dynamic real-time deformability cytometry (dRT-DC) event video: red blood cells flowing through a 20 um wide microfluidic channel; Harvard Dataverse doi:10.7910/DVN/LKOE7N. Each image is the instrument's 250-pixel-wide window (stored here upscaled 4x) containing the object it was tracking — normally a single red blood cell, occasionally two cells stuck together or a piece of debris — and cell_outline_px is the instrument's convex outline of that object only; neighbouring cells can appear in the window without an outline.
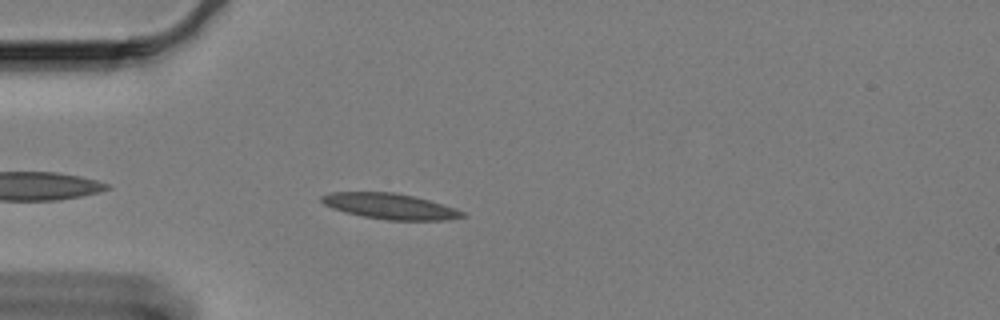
{"species": "Egyptian fruit bat (a non-hibernating species)", "species_latin": "Rousettus aegyptiacus", "temperature_condition": "cold", "stored_images_in_passage": 49, "camera_frame_rate_fps": 3000, "um_per_image_px": 0.085, "animal": {"sex": "female"}, "frame": {"image": 1, "passage_image": 5, "time_ms": 1.333, "image_size_px": [1000, 320], "cell_outline_px": [[468, 216], [448, 220], [388, 220], [360, 216], [344, 212], [332, 208], [324, 204], [320, 200], [320, 196], [332, 192], [392, 192], [412, 196], [428, 200], [456, 208], [464, 212]], "centroid_in_image_um": [33.15, 17.54], "position_along_channel_um": 51.9, "area_um2": 21.1}}
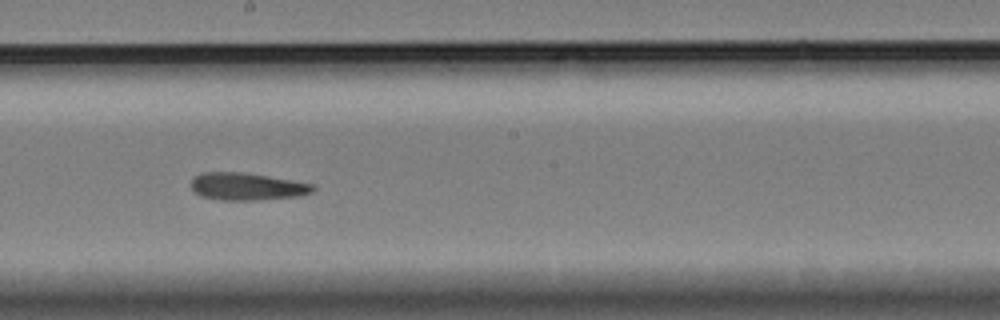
{"frame": {"image": 2, "passage_image": 22, "time_ms": 7.0, "image_size_px": [1000, 320], "cell_outline_px": [[316, 188], [312, 192], [300, 196], [260, 200], [220, 200], [200, 196], [192, 188], [192, 180], [200, 172], [244, 172], [316, 184]], "centroid_in_image_um": [21.04, 15.85], "position_along_channel_um": 227.2, "area_um2": 19.59}}
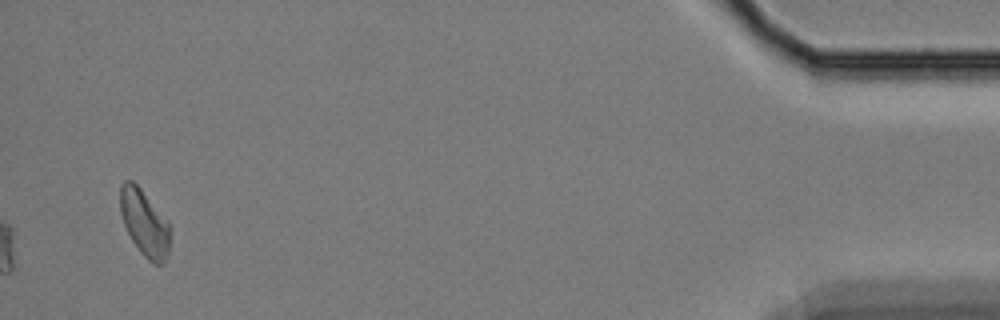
{"frame": {"image": 3, "passage_image": 47, "time_ms": 15.333, "image_size_px": [1000, 320], "cell_outline_px": [[168, 256], [164, 264], [152, 264], [140, 252], [132, 240], [124, 224], [120, 212], [120, 184], [124, 180], [132, 180], [140, 188], [168, 220]], "centroid_in_image_um": [12.26, 18.95], "position_along_channel_um": 422.9, "area_um2": 19.13}}